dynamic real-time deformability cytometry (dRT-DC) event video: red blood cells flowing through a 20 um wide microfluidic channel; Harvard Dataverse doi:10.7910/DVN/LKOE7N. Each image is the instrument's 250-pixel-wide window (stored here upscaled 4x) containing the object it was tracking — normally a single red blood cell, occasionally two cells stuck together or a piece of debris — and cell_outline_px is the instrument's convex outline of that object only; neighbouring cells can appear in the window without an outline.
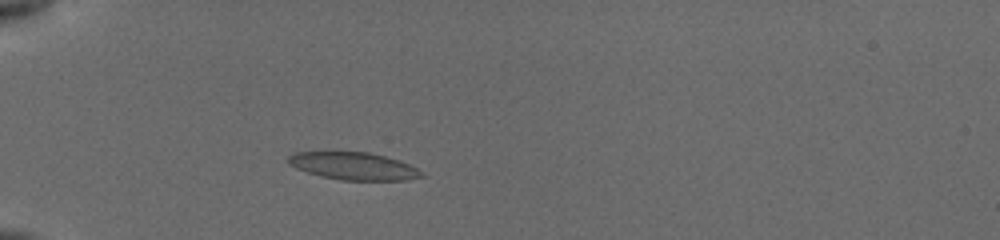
{"species": "common noctule bat (a hibernating species)", "species_latin": "Nyctalus noctula", "temperature_condition": "cold", "stored_images_in_passage": 35, "camera_frame_rate_fps": 3000, "um_per_image_px": 0.085, "animal": {"sex": "female", "body_mass_g": 19.5, "forearm_length_mm": 54.1}, "frame": {"image": 1, "passage_image": 5, "time_ms": 3.0, "image_size_px": [1000, 240], "cell_outline_px": [[424, 176], [408, 180], [340, 180], [320, 176], [296, 168], [288, 164], [288, 156], [292, 152], [368, 152], [400, 160], [424, 172]], "centroid_in_image_um": [30.05, 14.12], "position_along_channel_um": 54.9, "area_um2": 21.39}}
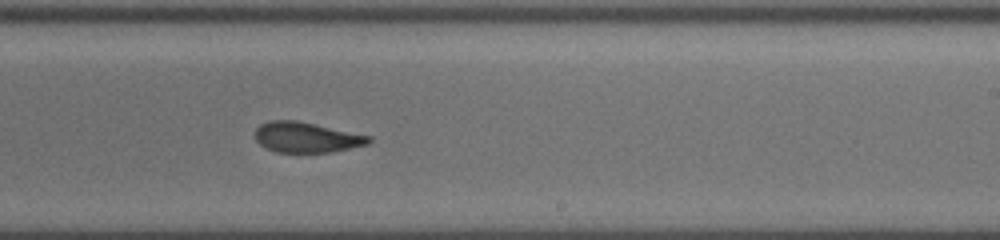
{"frame": {"image": 2, "passage_image": 20, "time_ms": 9.0, "image_size_px": [1000, 240], "cell_outline_px": [[372, 140], [368, 144], [332, 152], [276, 152], [264, 148], [256, 140], [256, 128], [260, 124], [272, 120], [296, 120], [372, 136]], "centroid_in_image_um": [26.05, 11.67], "position_along_channel_um": 263.0, "area_um2": 20.11}}
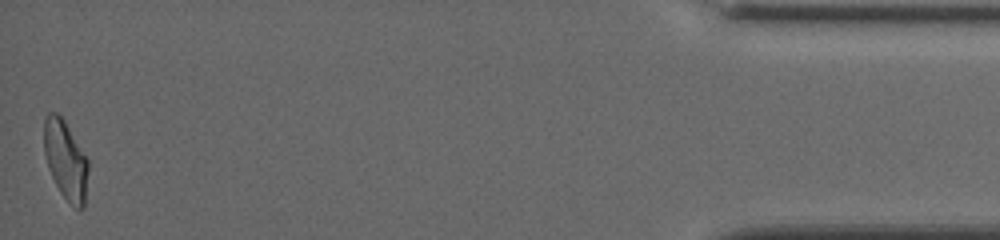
{"frame": {"image": 3, "passage_image": 35, "time_ms": 15.333, "image_size_px": [1000, 240], "cell_outline_px": [[88, 172], [84, 208], [76, 208], [68, 204], [60, 192], [48, 168], [44, 152], [44, 120], [48, 112], [56, 112], [64, 120], [88, 160]], "centroid_in_image_um": [5.57, 13.63], "position_along_channel_um": 429.6, "area_um2": 20.29}, "authors_computed_cell_mechanics": {"area_um2": 20.7502, "velocity_mm_per_s": 3.8209, "shape_relaxation_time_tau1_ms": null, "shape_relaxation_time_tau2_ms": 1.9933, "deformation_change_tau1": null, "deformation_change_tau2": 0.0895}}